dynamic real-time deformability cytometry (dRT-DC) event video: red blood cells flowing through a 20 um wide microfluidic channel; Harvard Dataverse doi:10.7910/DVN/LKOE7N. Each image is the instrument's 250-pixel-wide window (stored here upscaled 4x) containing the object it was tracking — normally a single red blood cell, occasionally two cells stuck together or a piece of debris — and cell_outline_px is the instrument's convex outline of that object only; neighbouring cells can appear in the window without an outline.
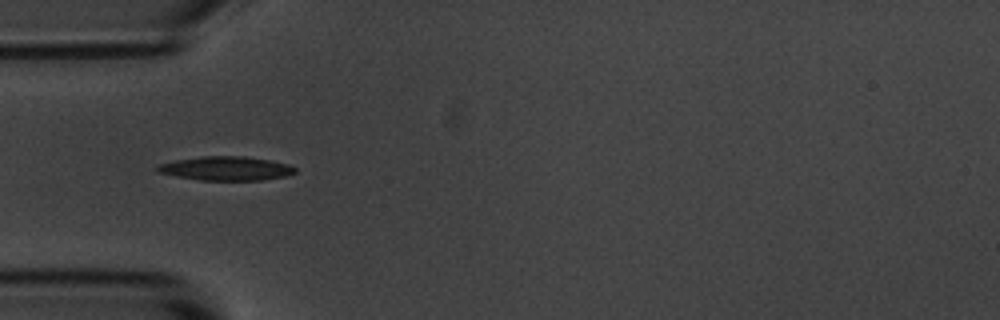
{"species": "common noctule bat (a hibernating species)", "species_latin": "Nyctalus noctula", "temperature_condition": "room temperature", "stored_images_in_passage": 23, "camera_frame_rate_fps": 3000, "um_per_image_px": 0.085, "animal": {"sex": "male", "body_mass_g": 20.1, "forearm_length_mm": 53.5}, "frame": {"image": 1, "passage_image": 4, "time_ms": 1.0, "image_size_px": [1000, 320], "cell_outline_px": [[296, 172], [284, 176], [260, 180], [200, 180], [176, 176], [160, 172], [156, 168], [160, 164], [176, 160], [204, 156], [244, 156], [268, 160], [288, 164], [296, 168]], "centroid_in_image_um": [19.23, 14.31], "position_along_channel_um": 65.8, "area_um2": 18.9}}
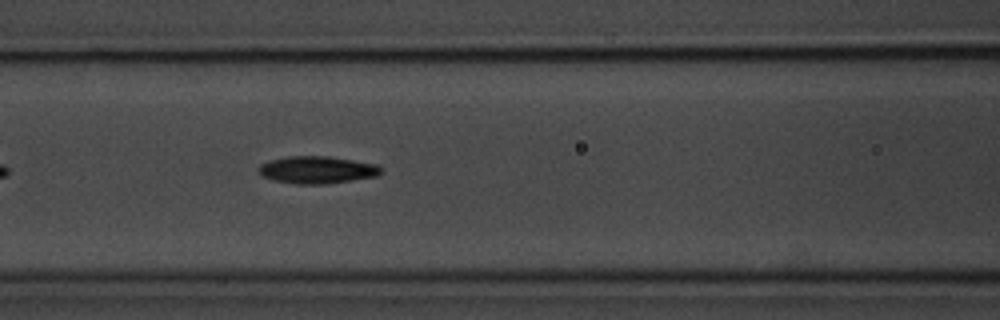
{"frame": {"image": 2, "passage_image": 10, "time_ms": 3.0, "image_size_px": [1000, 320], "cell_outline_px": [[380, 172], [376, 176], [352, 180], [324, 184], [296, 184], [272, 180], [264, 176], [256, 168], [260, 164], [272, 160], [288, 156], [328, 156], [376, 164], [380, 168]], "centroid_in_image_um": [26.91, 14.44], "position_along_channel_um": 139.7, "area_um2": 19.25}}
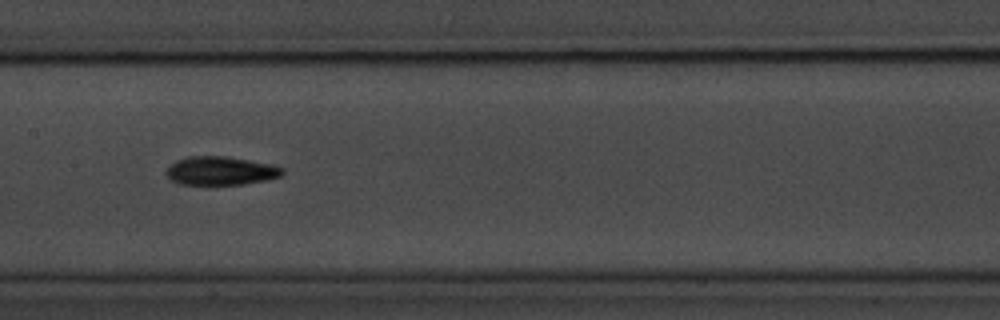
{"frame": {"image": 3, "passage_image": 14, "time_ms": 4.333, "image_size_px": [1000, 320], "cell_outline_px": [[284, 172], [280, 176], [264, 180], [244, 184], [180, 184], [172, 180], [164, 172], [176, 160], [188, 156], [224, 156], [248, 160], [268, 164], [284, 168]], "centroid_in_image_um": [18.73, 14.51], "position_along_channel_um": 188.7, "area_um2": 19.02}}